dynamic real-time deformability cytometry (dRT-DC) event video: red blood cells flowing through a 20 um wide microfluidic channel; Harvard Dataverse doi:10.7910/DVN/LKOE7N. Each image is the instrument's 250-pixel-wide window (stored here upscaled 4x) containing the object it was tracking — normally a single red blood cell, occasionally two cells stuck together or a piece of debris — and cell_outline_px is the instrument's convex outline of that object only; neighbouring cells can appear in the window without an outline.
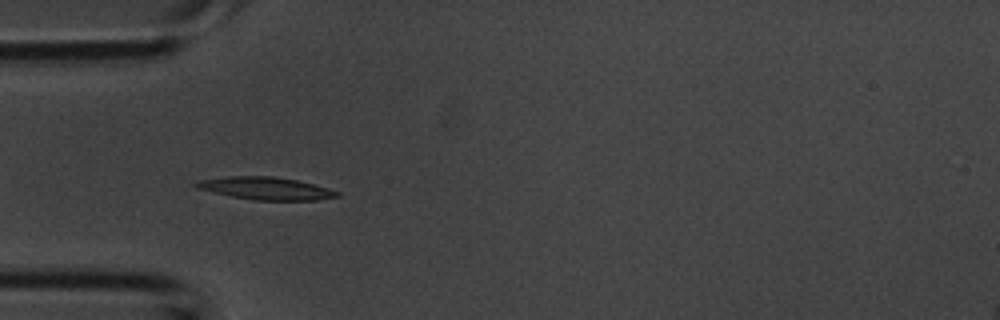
{"species": "common noctule bat (a hibernating species)", "species_latin": "Nyctalus noctula", "temperature_condition": "room temperature", "stored_images_in_passage": 32, "camera_frame_rate_fps": 3000, "um_per_image_px": 0.085, "animal": {"sex": "male", "body_mass_g": 20.1, "forearm_length_mm": 53.5}, "frame": {"image": 1, "passage_image": 3, "time_ms": 0.667, "image_size_px": [1000, 320], "cell_outline_px": [[340, 196], [320, 200], [252, 200], [232, 196], [196, 188], [192, 184], [200, 180], [228, 176], [272, 176], [296, 180], [328, 188], [340, 192]], "centroid_in_image_um": [22.6, 16.01], "position_along_channel_um": 62.4, "area_um2": 18.44}}
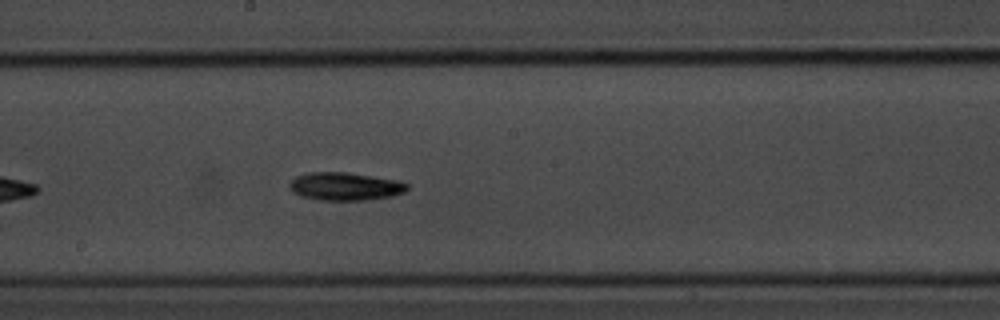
{"frame": {"image": 2, "passage_image": 13, "time_ms": 4.0, "image_size_px": [1000, 320], "cell_outline_px": [[408, 188], [404, 192], [392, 196], [364, 200], [320, 200], [300, 196], [292, 192], [288, 188], [288, 184], [296, 176], [308, 172], [348, 172], [396, 180], [408, 184]], "centroid_in_image_um": [29.28, 15.84], "position_along_channel_um": 218.9, "area_um2": 19.25}}
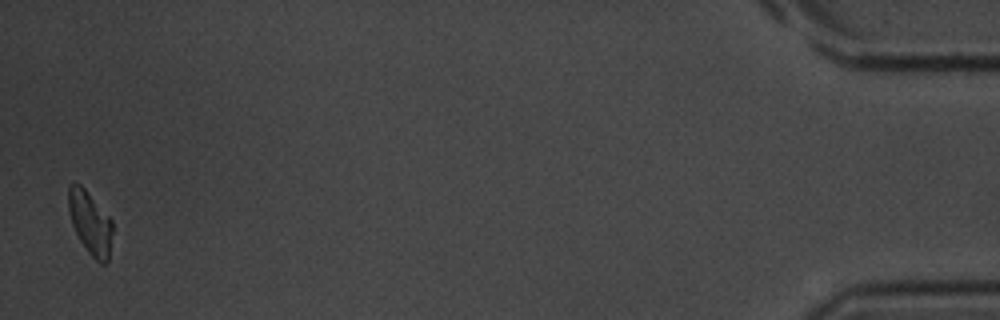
{"frame": {"image": 3, "passage_image": 32, "time_ms": 10.333, "image_size_px": [1000, 320], "cell_outline_px": [[112, 232], [108, 260], [104, 264], [100, 264], [88, 252], [80, 240], [72, 224], [68, 208], [68, 184], [72, 180], [80, 184], [84, 188], [112, 220]], "centroid_in_image_um": [7.64, 18.9], "position_along_channel_um": 427.6, "area_um2": 16.13}}